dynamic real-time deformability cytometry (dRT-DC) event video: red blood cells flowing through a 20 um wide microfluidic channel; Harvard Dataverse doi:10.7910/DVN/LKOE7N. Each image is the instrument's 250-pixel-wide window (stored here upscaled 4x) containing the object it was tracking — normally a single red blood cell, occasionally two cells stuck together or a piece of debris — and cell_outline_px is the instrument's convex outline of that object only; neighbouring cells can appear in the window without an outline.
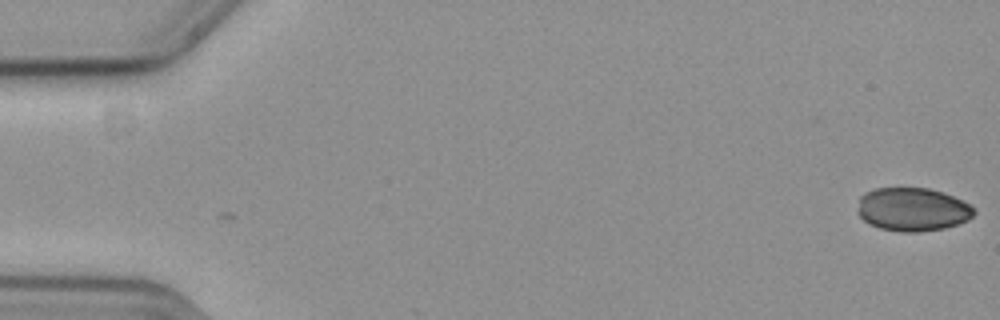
{"species": "common noctule bat (a hibernating species)", "species_latin": "Nyctalus noctula", "temperature_condition": "cold", "stored_images_in_passage": 6, "camera_frame_rate_fps": 3000, "um_per_image_px": 0.085, "animal": {"sex": "female", "body_mass_g": 19.3, "forearm_length_mm": 54.1}, "frame": {"image": 1, "passage_image": 6, "time_ms": 1.667, "image_size_px": [1000, 320], "cell_outline_px": [[976, 212], [968, 220], [944, 228], [920, 232], [900, 232], [880, 228], [868, 224], [856, 212], [860, 196], [864, 192], [876, 188], [928, 188], [952, 196], [968, 204]], "centroid_in_image_um": [77.51, 17.8], "position_along_channel_um": 7.5, "area_um2": 29.42}}